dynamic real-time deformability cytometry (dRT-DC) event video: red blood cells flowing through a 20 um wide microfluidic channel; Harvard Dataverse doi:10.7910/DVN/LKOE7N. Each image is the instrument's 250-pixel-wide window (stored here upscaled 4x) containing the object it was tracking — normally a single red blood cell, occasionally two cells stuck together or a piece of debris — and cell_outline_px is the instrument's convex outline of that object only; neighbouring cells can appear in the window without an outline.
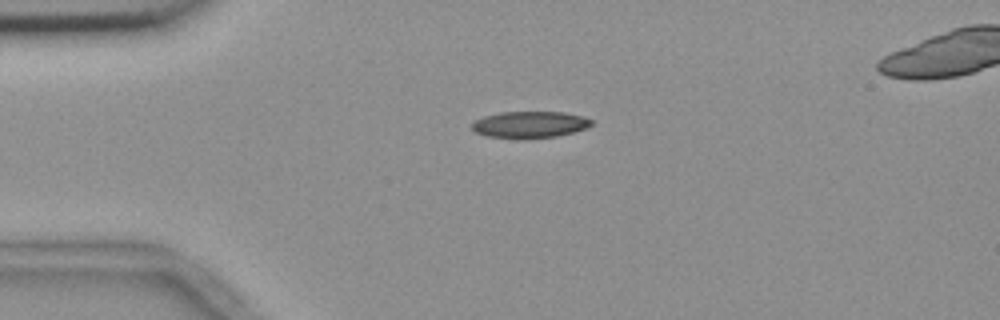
{"species": "common noctule bat (a hibernating species)", "species_latin": "Nyctalus noctula", "temperature_condition": "room temperature", "stored_images_in_passage": 43, "camera_frame_rate_fps": 3000, "um_per_image_px": 0.085, "animal": {"sex": "female", "body_mass_g": 18.4}, "frame": {"image": 1, "passage_image": 1, "time_ms": 0.0, "image_size_px": [1000, 320], "cell_outline_px": [[592, 124], [588, 128], [556, 136], [524, 140], [516, 140], [484, 136], [476, 132], [472, 128], [472, 124], [476, 120], [484, 116], [500, 112], [564, 112], [584, 116], [592, 120]], "centroid_in_image_um": [45.02, 10.61], "position_along_channel_um": 40.0, "area_um2": 18.96}}
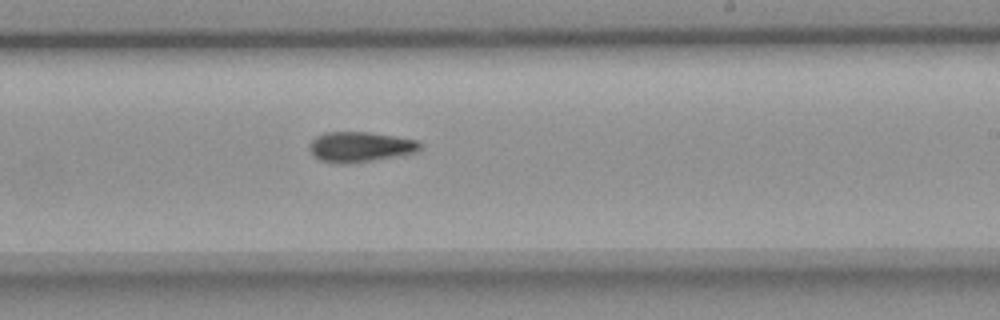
{"frame": {"image": 2, "passage_image": 21, "time_ms": 6.667, "image_size_px": [1000, 320], "cell_outline_px": [[424, 148], [416, 152], [372, 160], [344, 164], [336, 164], [320, 160], [308, 148], [312, 140], [316, 136], [328, 132], [368, 132], [416, 140]], "centroid_in_image_um": [30.6, 12.48], "position_along_channel_um": 258.4, "area_um2": 19.19}}
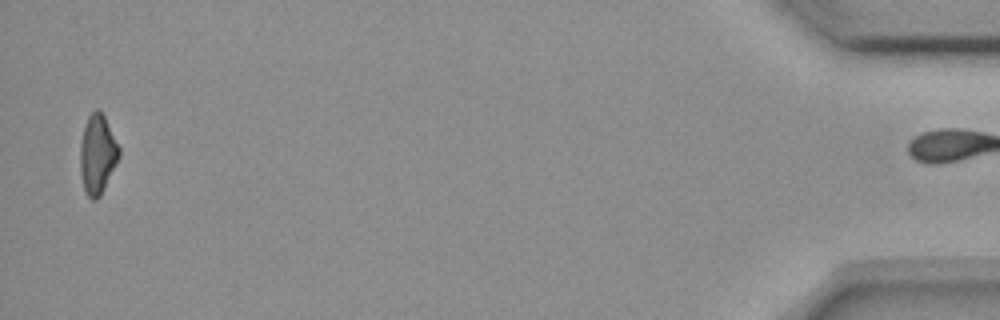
{"frame": {"image": 3, "passage_image": 42, "time_ms": 13.667, "image_size_px": [1000, 320], "cell_outline_px": [[120, 156], [100, 196], [96, 200], [92, 200], [88, 196], [84, 188], [80, 172], [80, 144], [84, 124], [88, 116], [96, 108], [104, 116], [120, 148]], "centroid_in_image_um": [8.27, 13.11], "position_along_channel_um": 426.9, "area_um2": 17.86}, "authors_computed_cell_mechanics": {"area_um2": 19.074, "velocity_mm_per_s": 3.698, "shape_relaxation_time_tau1_ms": null, "shape_relaxation_time_tau2_ms": 9.6258, "deformation_change_tau1": null, "deformation_change_tau2": 0.1964}}